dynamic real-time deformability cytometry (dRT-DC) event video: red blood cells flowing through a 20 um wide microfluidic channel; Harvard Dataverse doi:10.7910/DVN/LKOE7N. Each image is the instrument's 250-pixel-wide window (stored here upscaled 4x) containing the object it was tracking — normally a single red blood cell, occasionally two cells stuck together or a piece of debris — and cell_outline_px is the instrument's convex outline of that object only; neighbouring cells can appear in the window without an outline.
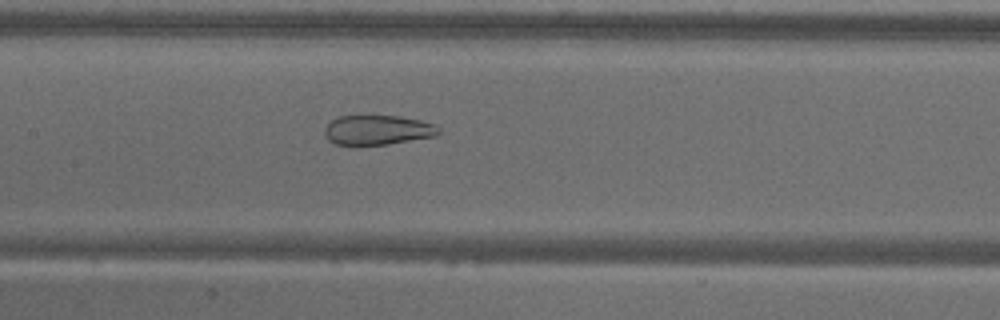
{"species": "common noctule bat (a hibernating species)", "species_latin": "Nyctalus noctula", "temperature_condition": "warm", "stored_images_in_passage": 56, "camera_frame_rate_fps": 3000, "um_per_image_px": 0.085, "animal": {"sex": "male", "body_mass_g": 18.8}, "frame": {"image": 1, "passage_image": 27, "time_ms": 8.667, "image_size_px": [1000, 320], "cell_outline_px": [[440, 132], [436, 136], [388, 144], [352, 148], [336, 144], [328, 140], [324, 132], [324, 128], [332, 120], [340, 116], [400, 116], [420, 120], [436, 124], [440, 128]], "centroid_in_image_um": [32.07, 11.09], "position_along_channel_um": 175.3, "area_um2": 20.35}}
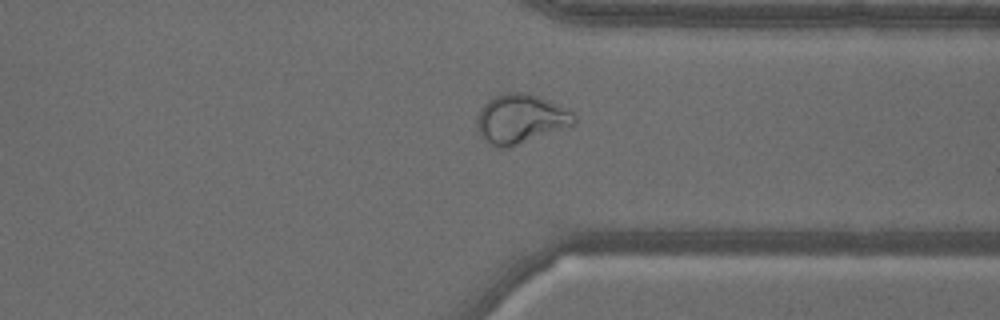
{"frame": {"image": 2, "passage_image": 43, "time_ms": 14.0, "image_size_px": [1000, 320], "cell_outline_px": [[576, 124], [512, 148], [496, 148], [480, 136], [476, 124], [476, 116], [480, 108], [488, 100], [496, 96], [508, 92], [524, 92], [536, 96], [572, 112], [576, 116]], "centroid_in_image_um": [44.21, 10.15], "position_along_channel_um": 367.2, "area_um2": 27.98}}
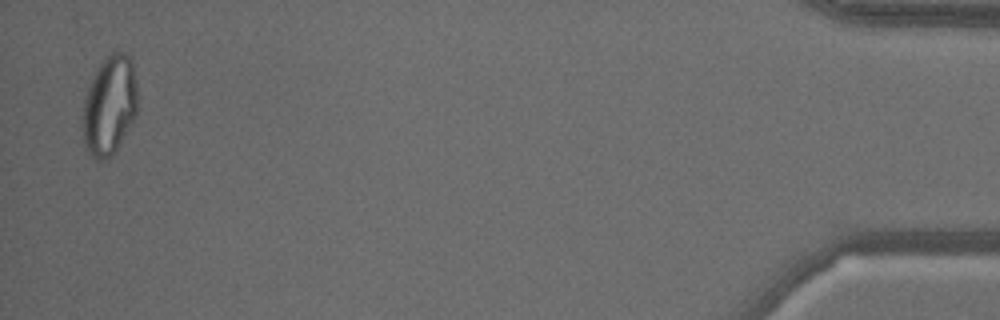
{"frame": {"image": 3, "passage_image": 55, "time_ms": 18.0, "image_size_px": [1000, 320], "cell_outline_px": [[140, 108], [136, 116], [112, 156], [104, 160], [96, 160], [88, 152], [84, 144], [80, 124], [80, 120], [84, 96], [88, 84], [96, 68], [108, 52], [124, 52], [132, 60]], "centroid_in_image_um": [9.28, 8.95], "position_along_channel_um": 425.9, "area_um2": 32.95}, "authors_computed_cell_mechanics": {"area_um2": 28.9578, "velocity_mm_per_s": 3.6152, "shape_relaxation_time_tau1_ms": null, "shape_relaxation_time_tau2_ms": 0.905, "deformation_change_tau1": null, "deformation_change_tau2": 0.0799}}